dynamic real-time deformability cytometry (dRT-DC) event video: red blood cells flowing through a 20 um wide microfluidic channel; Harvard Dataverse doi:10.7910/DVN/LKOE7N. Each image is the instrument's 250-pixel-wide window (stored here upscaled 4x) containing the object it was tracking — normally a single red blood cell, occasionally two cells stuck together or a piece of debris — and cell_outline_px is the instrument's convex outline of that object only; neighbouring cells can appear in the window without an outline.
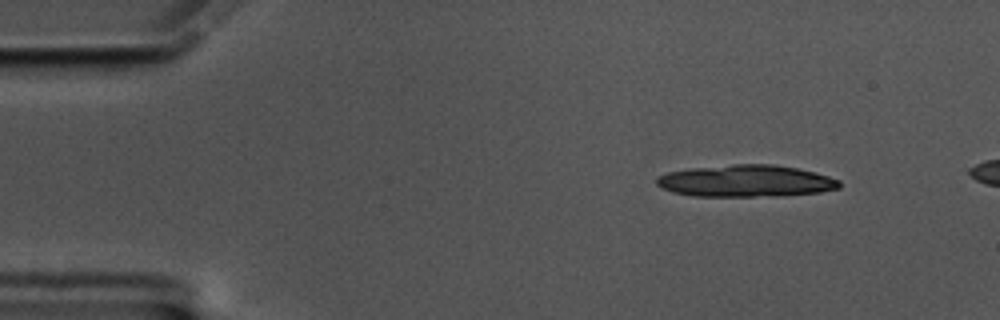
{"species": "common noctule bat (a hibernating species)", "species_latin": "Nyctalus noctula", "temperature_condition": "cold", "stored_images_in_passage": 14, "segment_of_instrument_passage": [2, 2], "camera_frame_rate_fps": 3000, "um_per_image_px": 0.085, "animal": {"sex": "male", "body_mass_g": 17.5, "forearm_length_mm": 52.3}, "frame": {"image": 1, "passage_image": 14, "time_ms": 4.333, "image_size_px": [1000, 320], "cell_outline_px": [[840, 188], [820, 192], [776, 196], [696, 196], [672, 192], [656, 184], [656, 176], [668, 172], [692, 168], [732, 164], [776, 164], [816, 172], [840, 180]], "centroid_in_image_um": [63.41, 15.38], "position_along_channel_um": 21.6, "area_um2": 34.04}}